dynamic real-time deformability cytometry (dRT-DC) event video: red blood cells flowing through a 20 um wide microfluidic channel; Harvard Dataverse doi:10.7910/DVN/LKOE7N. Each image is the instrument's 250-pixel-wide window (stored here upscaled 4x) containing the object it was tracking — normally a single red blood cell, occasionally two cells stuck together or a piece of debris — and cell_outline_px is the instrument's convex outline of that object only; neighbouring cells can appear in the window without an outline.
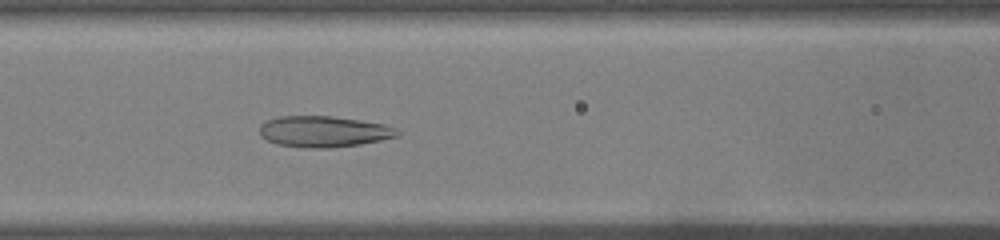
{"species": "common noctule bat (a hibernating species)", "species_latin": "Nyctalus noctula", "temperature_condition": "warm", "stored_images_in_passage": 49, "camera_frame_rate_fps": 3000, "um_per_image_px": 0.085, "animal": {"sex": "male", "body_mass_g": 19.0, "forearm_length_mm": 50.8}, "frame": {"image": 1, "passage_image": 21, "time_ms": 6.667, "image_size_px": [1000, 240], "cell_outline_px": [[400, 132], [396, 136], [380, 140], [360, 144], [332, 148], [308, 148], [276, 144], [260, 136], [260, 124], [268, 120], [280, 116], [332, 116], [360, 120], [384, 124], [396, 128]], "centroid_in_image_um": [27.5, 11.18], "position_along_channel_um": 139.1, "area_um2": 24.91}}
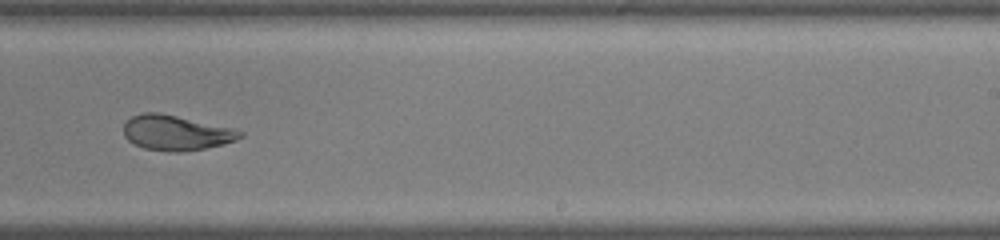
{"frame": {"image": 2, "passage_image": 31, "time_ms": 10.0, "image_size_px": [1000, 240], "cell_outline_px": [[244, 136], [236, 140], [224, 144], [204, 148], [180, 152], [168, 152], [144, 148], [128, 140], [124, 136], [124, 124], [132, 116], [144, 112], [160, 112], [232, 128], [244, 132]], "centroid_in_image_um": [14.97, 11.28], "position_along_channel_um": 274.0, "area_um2": 23.76}}
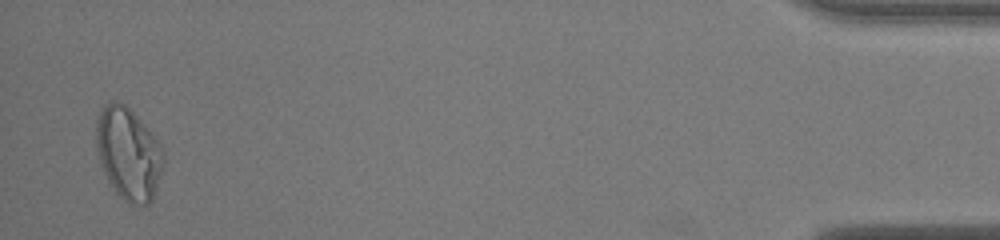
{"frame": {"image": 3, "passage_image": 48, "time_ms": 15.667, "image_size_px": [1000, 240], "cell_outline_px": [[164, 160], [156, 188], [152, 200], [148, 204], [128, 204], [116, 192], [108, 180], [104, 172], [100, 160], [96, 144], [96, 120], [104, 104], [112, 100], [124, 104], [144, 124], [160, 144], [164, 152]], "centroid_in_image_um": [10.91, 13.05], "position_along_channel_um": 424.3, "area_um2": 35.72}, "authors_computed_cell_mechanics": {"area_um2": 28.2642, "velocity_mm_per_s": 4.0609, "shape_relaxation_time_tau1_ms": null, "shape_relaxation_time_tau2_ms": 1.1776, "deformation_change_tau1": null, "deformation_change_tau2": 0.0737}}